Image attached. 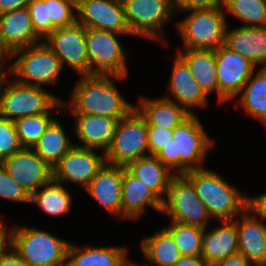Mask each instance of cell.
Here are the masks:
<instances>
[{"label":"cell","mask_w":266,"mask_h":266,"mask_svg":"<svg viewBox=\"0 0 266 266\" xmlns=\"http://www.w3.org/2000/svg\"><path fill=\"white\" fill-rule=\"evenodd\" d=\"M220 226L203 233L202 258L213 266L238 253V231L234 220L221 221Z\"/></svg>","instance_id":"25"},{"label":"cell","mask_w":266,"mask_h":266,"mask_svg":"<svg viewBox=\"0 0 266 266\" xmlns=\"http://www.w3.org/2000/svg\"><path fill=\"white\" fill-rule=\"evenodd\" d=\"M129 266H148V265H141L138 263H134V261H130Z\"/></svg>","instance_id":"50"},{"label":"cell","mask_w":266,"mask_h":266,"mask_svg":"<svg viewBox=\"0 0 266 266\" xmlns=\"http://www.w3.org/2000/svg\"><path fill=\"white\" fill-rule=\"evenodd\" d=\"M166 197L161 213L169 215L172 222L207 229L212 218L193 184L183 174L171 179Z\"/></svg>","instance_id":"9"},{"label":"cell","mask_w":266,"mask_h":266,"mask_svg":"<svg viewBox=\"0 0 266 266\" xmlns=\"http://www.w3.org/2000/svg\"><path fill=\"white\" fill-rule=\"evenodd\" d=\"M239 104L254 118L266 125V68L249 78L243 86Z\"/></svg>","instance_id":"32"},{"label":"cell","mask_w":266,"mask_h":266,"mask_svg":"<svg viewBox=\"0 0 266 266\" xmlns=\"http://www.w3.org/2000/svg\"><path fill=\"white\" fill-rule=\"evenodd\" d=\"M214 142L199 118L192 114L172 129V139L155 156L176 175L204 168L206 153Z\"/></svg>","instance_id":"2"},{"label":"cell","mask_w":266,"mask_h":266,"mask_svg":"<svg viewBox=\"0 0 266 266\" xmlns=\"http://www.w3.org/2000/svg\"><path fill=\"white\" fill-rule=\"evenodd\" d=\"M0 197L9 201L31 203L32 193L22 188L9 175L7 169L0 162Z\"/></svg>","instance_id":"37"},{"label":"cell","mask_w":266,"mask_h":266,"mask_svg":"<svg viewBox=\"0 0 266 266\" xmlns=\"http://www.w3.org/2000/svg\"><path fill=\"white\" fill-rule=\"evenodd\" d=\"M224 0H174L175 12L211 9L223 6ZM177 10V11H176Z\"/></svg>","instance_id":"40"},{"label":"cell","mask_w":266,"mask_h":266,"mask_svg":"<svg viewBox=\"0 0 266 266\" xmlns=\"http://www.w3.org/2000/svg\"><path fill=\"white\" fill-rule=\"evenodd\" d=\"M125 77L116 75H81L72 91L69 111L71 114L100 115L118 121L127 116L135 105L125 100L114 80Z\"/></svg>","instance_id":"1"},{"label":"cell","mask_w":266,"mask_h":266,"mask_svg":"<svg viewBox=\"0 0 266 266\" xmlns=\"http://www.w3.org/2000/svg\"><path fill=\"white\" fill-rule=\"evenodd\" d=\"M95 151L74 145L53 166V180L61 184L77 183L85 189L106 164L105 154L98 155Z\"/></svg>","instance_id":"14"},{"label":"cell","mask_w":266,"mask_h":266,"mask_svg":"<svg viewBox=\"0 0 266 266\" xmlns=\"http://www.w3.org/2000/svg\"><path fill=\"white\" fill-rule=\"evenodd\" d=\"M223 8L242 26H266V0H224Z\"/></svg>","instance_id":"34"},{"label":"cell","mask_w":266,"mask_h":266,"mask_svg":"<svg viewBox=\"0 0 266 266\" xmlns=\"http://www.w3.org/2000/svg\"><path fill=\"white\" fill-rule=\"evenodd\" d=\"M121 206L123 219L136 220L140 218L146 207L162 212L163 201L141 180L123 167Z\"/></svg>","instance_id":"23"},{"label":"cell","mask_w":266,"mask_h":266,"mask_svg":"<svg viewBox=\"0 0 266 266\" xmlns=\"http://www.w3.org/2000/svg\"><path fill=\"white\" fill-rule=\"evenodd\" d=\"M1 163L12 179L30 193L53 180V168L30 148L8 155Z\"/></svg>","instance_id":"15"},{"label":"cell","mask_w":266,"mask_h":266,"mask_svg":"<svg viewBox=\"0 0 266 266\" xmlns=\"http://www.w3.org/2000/svg\"><path fill=\"white\" fill-rule=\"evenodd\" d=\"M183 175L193 184L212 218L232 221L246 209L247 196L210 168L190 170Z\"/></svg>","instance_id":"4"},{"label":"cell","mask_w":266,"mask_h":266,"mask_svg":"<svg viewBox=\"0 0 266 266\" xmlns=\"http://www.w3.org/2000/svg\"><path fill=\"white\" fill-rule=\"evenodd\" d=\"M173 266H210L202 256H181Z\"/></svg>","instance_id":"45"},{"label":"cell","mask_w":266,"mask_h":266,"mask_svg":"<svg viewBox=\"0 0 266 266\" xmlns=\"http://www.w3.org/2000/svg\"><path fill=\"white\" fill-rule=\"evenodd\" d=\"M31 0H0V15L27 7Z\"/></svg>","instance_id":"43"},{"label":"cell","mask_w":266,"mask_h":266,"mask_svg":"<svg viewBox=\"0 0 266 266\" xmlns=\"http://www.w3.org/2000/svg\"><path fill=\"white\" fill-rule=\"evenodd\" d=\"M9 246V241L4 232L0 229V256L1 253Z\"/></svg>","instance_id":"46"},{"label":"cell","mask_w":266,"mask_h":266,"mask_svg":"<svg viewBox=\"0 0 266 266\" xmlns=\"http://www.w3.org/2000/svg\"><path fill=\"white\" fill-rule=\"evenodd\" d=\"M116 35L125 34L86 28L89 75L102 74L127 77L126 56Z\"/></svg>","instance_id":"11"},{"label":"cell","mask_w":266,"mask_h":266,"mask_svg":"<svg viewBox=\"0 0 266 266\" xmlns=\"http://www.w3.org/2000/svg\"><path fill=\"white\" fill-rule=\"evenodd\" d=\"M76 14L77 22L86 28L132 35L122 0H85L77 7Z\"/></svg>","instance_id":"16"},{"label":"cell","mask_w":266,"mask_h":266,"mask_svg":"<svg viewBox=\"0 0 266 266\" xmlns=\"http://www.w3.org/2000/svg\"><path fill=\"white\" fill-rule=\"evenodd\" d=\"M5 226L0 220V229L7 236L9 245L28 266H66L70 241L34 227L21 225L6 229Z\"/></svg>","instance_id":"3"},{"label":"cell","mask_w":266,"mask_h":266,"mask_svg":"<svg viewBox=\"0 0 266 266\" xmlns=\"http://www.w3.org/2000/svg\"><path fill=\"white\" fill-rule=\"evenodd\" d=\"M74 145L56 119L32 149L53 168Z\"/></svg>","instance_id":"31"},{"label":"cell","mask_w":266,"mask_h":266,"mask_svg":"<svg viewBox=\"0 0 266 266\" xmlns=\"http://www.w3.org/2000/svg\"><path fill=\"white\" fill-rule=\"evenodd\" d=\"M126 247H92L82 248L70 242L66 266H129Z\"/></svg>","instance_id":"26"},{"label":"cell","mask_w":266,"mask_h":266,"mask_svg":"<svg viewBox=\"0 0 266 266\" xmlns=\"http://www.w3.org/2000/svg\"><path fill=\"white\" fill-rule=\"evenodd\" d=\"M41 188L43 189L32 193V204L35 203L43 212L52 216H61L70 211L72 197L66 190L67 187L52 180Z\"/></svg>","instance_id":"33"},{"label":"cell","mask_w":266,"mask_h":266,"mask_svg":"<svg viewBox=\"0 0 266 266\" xmlns=\"http://www.w3.org/2000/svg\"><path fill=\"white\" fill-rule=\"evenodd\" d=\"M173 237L181 256H201L205 229L171 222L166 228Z\"/></svg>","instance_id":"36"},{"label":"cell","mask_w":266,"mask_h":266,"mask_svg":"<svg viewBox=\"0 0 266 266\" xmlns=\"http://www.w3.org/2000/svg\"><path fill=\"white\" fill-rule=\"evenodd\" d=\"M75 119L74 132L82 145L75 146L93 150H108L118 120L100 115L72 114Z\"/></svg>","instance_id":"22"},{"label":"cell","mask_w":266,"mask_h":266,"mask_svg":"<svg viewBox=\"0 0 266 266\" xmlns=\"http://www.w3.org/2000/svg\"><path fill=\"white\" fill-rule=\"evenodd\" d=\"M246 209L250 213L260 216L263 220H266V193L259 194L257 196H248Z\"/></svg>","instance_id":"41"},{"label":"cell","mask_w":266,"mask_h":266,"mask_svg":"<svg viewBox=\"0 0 266 266\" xmlns=\"http://www.w3.org/2000/svg\"><path fill=\"white\" fill-rule=\"evenodd\" d=\"M0 266H28L18 253L9 245L0 256Z\"/></svg>","instance_id":"42"},{"label":"cell","mask_w":266,"mask_h":266,"mask_svg":"<svg viewBox=\"0 0 266 266\" xmlns=\"http://www.w3.org/2000/svg\"><path fill=\"white\" fill-rule=\"evenodd\" d=\"M125 168L162 201L166 198L171 179L176 175L154 155L141 157Z\"/></svg>","instance_id":"29"},{"label":"cell","mask_w":266,"mask_h":266,"mask_svg":"<svg viewBox=\"0 0 266 266\" xmlns=\"http://www.w3.org/2000/svg\"><path fill=\"white\" fill-rule=\"evenodd\" d=\"M4 80L0 89V116L6 119L15 121L16 119L52 113L50 110L57 109L58 113H65V100L51 92H48L44 87L26 85L17 82L15 79L9 83ZM64 107V109H63Z\"/></svg>","instance_id":"5"},{"label":"cell","mask_w":266,"mask_h":266,"mask_svg":"<svg viewBox=\"0 0 266 266\" xmlns=\"http://www.w3.org/2000/svg\"><path fill=\"white\" fill-rule=\"evenodd\" d=\"M176 54L187 64L195 81L207 96L215 91L218 95L215 50L181 48L177 49Z\"/></svg>","instance_id":"28"},{"label":"cell","mask_w":266,"mask_h":266,"mask_svg":"<svg viewBox=\"0 0 266 266\" xmlns=\"http://www.w3.org/2000/svg\"><path fill=\"white\" fill-rule=\"evenodd\" d=\"M6 58H9L4 51L0 48V62H5Z\"/></svg>","instance_id":"48"},{"label":"cell","mask_w":266,"mask_h":266,"mask_svg":"<svg viewBox=\"0 0 266 266\" xmlns=\"http://www.w3.org/2000/svg\"><path fill=\"white\" fill-rule=\"evenodd\" d=\"M218 78V102L224 103L237 97L243 86L257 70L256 66L225 44L215 50Z\"/></svg>","instance_id":"12"},{"label":"cell","mask_w":266,"mask_h":266,"mask_svg":"<svg viewBox=\"0 0 266 266\" xmlns=\"http://www.w3.org/2000/svg\"><path fill=\"white\" fill-rule=\"evenodd\" d=\"M150 155H156L172 139V129L147 126Z\"/></svg>","instance_id":"39"},{"label":"cell","mask_w":266,"mask_h":266,"mask_svg":"<svg viewBox=\"0 0 266 266\" xmlns=\"http://www.w3.org/2000/svg\"><path fill=\"white\" fill-rule=\"evenodd\" d=\"M122 3L133 36L163 40L164 24L176 13L174 0H122Z\"/></svg>","instance_id":"10"},{"label":"cell","mask_w":266,"mask_h":266,"mask_svg":"<svg viewBox=\"0 0 266 266\" xmlns=\"http://www.w3.org/2000/svg\"><path fill=\"white\" fill-rule=\"evenodd\" d=\"M42 41L34 30L27 7L0 15V48L8 57L16 50Z\"/></svg>","instance_id":"18"},{"label":"cell","mask_w":266,"mask_h":266,"mask_svg":"<svg viewBox=\"0 0 266 266\" xmlns=\"http://www.w3.org/2000/svg\"><path fill=\"white\" fill-rule=\"evenodd\" d=\"M21 149L14 121L0 116V162Z\"/></svg>","instance_id":"38"},{"label":"cell","mask_w":266,"mask_h":266,"mask_svg":"<svg viewBox=\"0 0 266 266\" xmlns=\"http://www.w3.org/2000/svg\"><path fill=\"white\" fill-rule=\"evenodd\" d=\"M213 266H252V264L242 254L237 253Z\"/></svg>","instance_id":"44"},{"label":"cell","mask_w":266,"mask_h":266,"mask_svg":"<svg viewBox=\"0 0 266 266\" xmlns=\"http://www.w3.org/2000/svg\"><path fill=\"white\" fill-rule=\"evenodd\" d=\"M189 13L176 23L184 49L217 50L225 44L228 22L223 6L190 10Z\"/></svg>","instance_id":"7"},{"label":"cell","mask_w":266,"mask_h":266,"mask_svg":"<svg viewBox=\"0 0 266 266\" xmlns=\"http://www.w3.org/2000/svg\"><path fill=\"white\" fill-rule=\"evenodd\" d=\"M148 155L150 152L147 121L134 108L118 121L111 144L105 152L106 164L126 167L129 163Z\"/></svg>","instance_id":"8"},{"label":"cell","mask_w":266,"mask_h":266,"mask_svg":"<svg viewBox=\"0 0 266 266\" xmlns=\"http://www.w3.org/2000/svg\"><path fill=\"white\" fill-rule=\"evenodd\" d=\"M139 101L135 108L146 119L147 126L173 129L190 116L184 108L165 96L157 99L141 97Z\"/></svg>","instance_id":"27"},{"label":"cell","mask_w":266,"mask_h":266,"mask_svg":"<svg viewBox=\"0 0 266 266\" xmlns=\"http://www.w3.org/2000/svg\"><path fill=\"white\" fill-rule=\"evenodd\" d=\"M225 45L245 58L256 67L266 68V26H239L225 30Z\"/></svg>","instance_id":"24"},{"label":"cell","mask_w":266,"mask_h":266,"mask_svg":"<svg viewBox=\"0 0 266 266\" xmlns=\"http://www.w3.org/2000/svg\"><path fill=\"white\" fill-rule=\"evenodd\" d=\"M27 8L37 35L44 40L57 28L77 22V7L69 0H31Z\"/></svg>","instance_id":"17"},{"label":"cell","mask_w":266,"mask_h":266,"mask_svg":"<svg viewBox=\"0 0 266 266\" xmlns=\"http://www.w3.org/2000/svg\"><path fill=\"white\" fill-rule=\"evenodd\" d=\"M4 67H5V62H0V89H1V86L4 82V80H7V75L9 73L5 72L7 70H4Z\"/></svg>","instance_id":"47"},{"label":"cell","mask_w":266,"mask_h":266,"mask_svg":"<svg viewBox=\"0 0 266 266\" xmlns=\"http://www.w3.org/2000/svg\"><path fill=\"white\" fill-rule=\"evenodd\" d=\"M141 250L145 259L156 266H173L181 257L173 237L165 228L143 238Z\"/></svg>","instance_id":"30"},{"label":"cell","mask_w":266,"mask_h":266,"mask_svg":"<svg viewBox=\"0 0 266 266\" xmlns=\"http://www.w3.org/2000/svg\"><path fill=\"white\" fill-rule=\"evenodd\" d=\"M45 44L57 55L62 66L68 65L80 76L89 75L86 51V27L75 24L55 29L45 40Z\"/></svg>","instance_id":"13"},{"label":"cell","mask_w":266,"mask_h":266,"mask_svg":"<svg viewBox=\"0 0 266 266\" xmlns=\"http://www.w3.org/2000/svg\"><path fill=\"white\" fill-rule=\"evenodd\" d=\"M237 219L238 253L254 266H266V224L247 209Z\"/></svg>","instance_id":"19"},{"label":"cell","mask_w":266,"mask_h":266,"mask_svg":"<svg viewBox=\"0 0 266 266\" xmlns=\"http://www.w3.org/2000/svg\"><path fill=\"white\" fill-rule=\"evenodd\" d=\"M16 56L18 57L8 68V73L17 82L38 87L57 82L63 66L44 41L16 50L8 59Z\"/></svg>","instance_id":"6"},{"label":"cell","mask_w":266,"mask_h":266,"mask_svg":"<svg viewBox=\"0 0 266 266\" xmlns=\"http://www.w3.org/2000/svg\"><path fill=\"white\" fill-rule=\"evenodd\" d=\"M170 96L165 98L177 103L190 115L193 107L207 106L208 96L195 81L187 64L176 54L173 69L168 84Z\"/></svg>","instance_id":"20"},{"label":"cell","mask_w":266,"mask_h":266,"mask_svg":"<svg viewBox=\"0 0 266 266\" xmlns=\"http://www.w3.org/2000/svg\"><path fill=\"white\" fill-rule=\"evenodd\" d=\"M69 1L73 3L76 7H78L85 0H69Z\"/></svg>","instance_id":"49"},{"label":"cell","mask_w":266,"mask_h":266,"mask_svg":"<svg viewBox=\"0 0 266 266\" xmlns=\"http://www.w3.org/2000/svg\"><path fill=\"white\" fill-rule=\"evenodd\" d=\"M52 114L55 112L26 116L14 121L22 148L32 149L37 144L43 133L56 120Z\"/></svg>","instance_id":"35"},{"label":"cell","mask_w":266,"mask_h":266,"mask_svg":"<svg viewBox=\"0 0 266 266\" xmlns=\"http://www.w3.org/2000/svg\"><path fill=\"white\" fill-rule=\"evenodd\" d=\"M123 167L105 164L85 190L106 211L122 218L121 190Z\"/></svg>","instance_id":"21"}]
</instances>
